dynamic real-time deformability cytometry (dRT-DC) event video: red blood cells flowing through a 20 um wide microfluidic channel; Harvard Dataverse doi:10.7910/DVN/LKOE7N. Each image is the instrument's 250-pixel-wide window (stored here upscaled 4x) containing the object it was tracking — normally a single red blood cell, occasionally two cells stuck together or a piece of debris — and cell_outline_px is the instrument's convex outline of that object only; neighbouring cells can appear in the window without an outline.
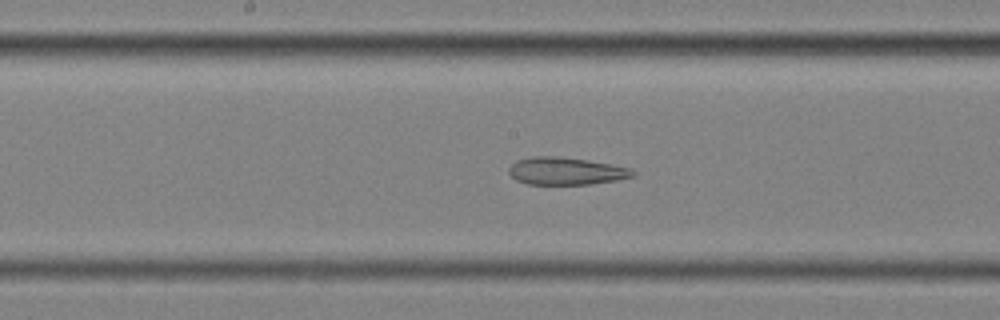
{"species": "common noctule bat (a hibernating species)", "species_latin": "Nyctalus noctula", "temperature_condition": "cold", "stored_images_in_passage": 57, "camera_frame_rate_fps": 3000, "um_per_image_px": 0.085, "animal": {"sex": "female", "body_mass_g": 25.1}, "frame": {"image": 1, "passage_image": 30, "time_ms": 9.667, "image_size_px": [1000, 320], "cell_outline_px": [[636, 176], [620, 180], [588, 184], [528, 184], [516, 180], [508, 172], [508, 168], [516, 160], [532, 156], [556, 156], [588, 160], [612, 164], [632, 168], [636, 172]], "centroid_in_image_um": [48.15, 14.54], "position_along_channel_um": 200.1, "area_um2": 20.06}}
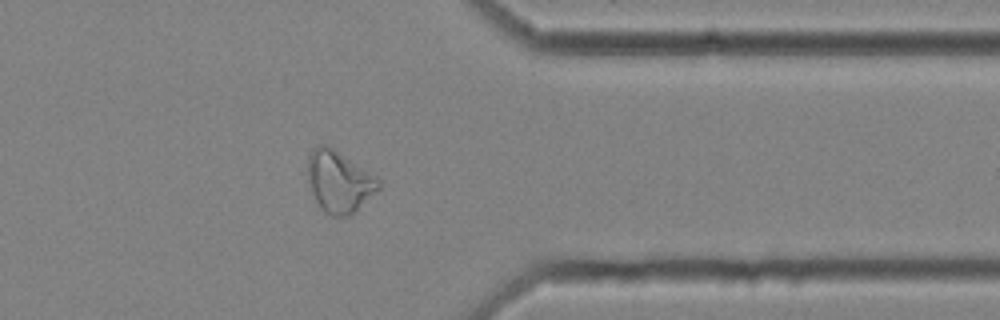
{"frame": {"image": 2, "passage_image": 46, "time_ms": 15.0, "image_size_px": [1000, 320], "cell_outline_px": [[380, 188], [352, 216], [332, 216], [324, 212], [320, 208], [308, 184], [308, 156], [316, 144], [328, 144], [376, 176], [380, 180]], "centroid_in_image_um": [28.82, 15.44], "position_along_channel_um": 382.6, "area_um2": 25.72}}
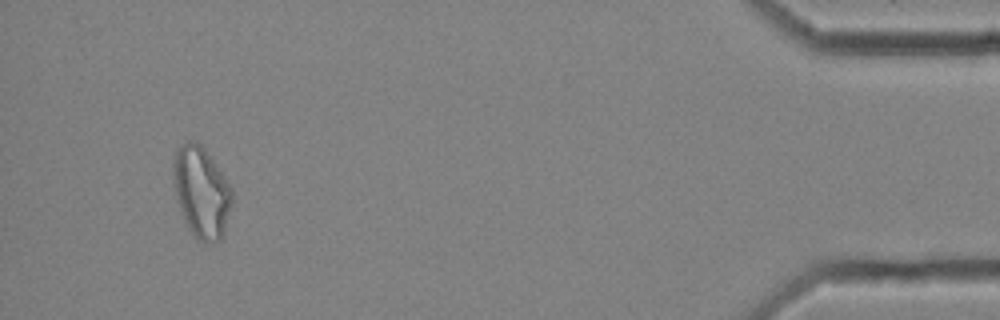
{"frame": {"image": 3, "passage_image": 54, "time_ms": 17.667, "image_size_px": [1000, 320], "cell_outline_px": [[232, 204], [224, 232], [220, 240], [208, 244], [204, 244], [196, 240], [188, 228], [180, 208], [176, 196], [172, 176], [172, 164], [176, 152], [188, 140], [192, 140], [200, 144], [204, 148], [224, 176], [232, 188]], "centroid_in_image_um": [17.12, 16.37], "position_along_channel_um": 418.1, "area_um2": 31.15}, "authors_computed_cell_mechanics": {"area_um2": 27.3394, "velocity_mm_per_s": 3.5676, "shape_relaxation_time_tau1_ms": null, "shape_relaxation_time_tau2_ms": 3.8387, "deformation_change_tau1": null, "deformation_change_tau2": 0.1348}}